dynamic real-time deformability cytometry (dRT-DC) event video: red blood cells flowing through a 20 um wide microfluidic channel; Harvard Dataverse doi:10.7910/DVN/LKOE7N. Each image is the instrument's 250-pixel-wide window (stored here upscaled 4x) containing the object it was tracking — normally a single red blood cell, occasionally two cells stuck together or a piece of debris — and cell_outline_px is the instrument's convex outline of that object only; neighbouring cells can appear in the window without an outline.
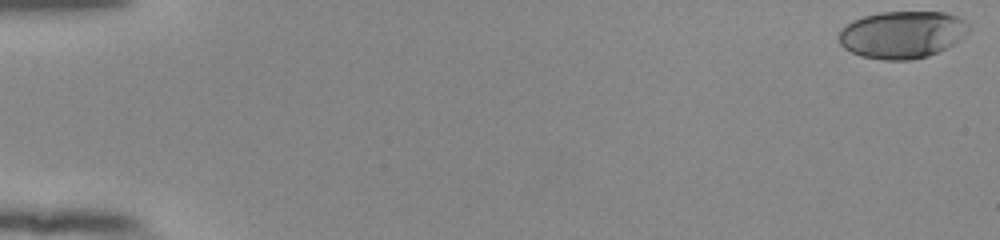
{"species": "human", "species_latin": "Homo sapiens", "temperature_condition": "room temperature", "stored_images_in_passage": 54, "camera_frame_rate_fps": 3000, "um_per_image_px": 0.085, "donor": {"sex": "female"}, "frame": {"image": 1, "passage_image": 1, "time_ms": 0.0, "image_size_px": [1000, 240], "cell_outline_px": [[968, 32], [960, 40], [928, 56], [912, 60], [884, 60], [860, 56], [844, 48], [840, 44], [840, 28], [852, 20], [864, 16], [880, 12], [944, 12], [956, 16], [964, 20], [968, 24]], "centroid_in_image_um": [76.66, 2.94], "position_along_channel_um": 8.3, "area_um2": 35.72}}
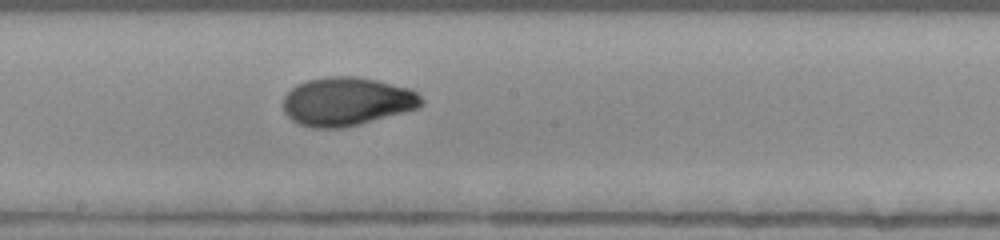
{"frame": {"image": 2, "passage_image": 31, "time_ms": 10.0, "image_size_px": [1000, 240], "cell_outline_px": [[424, 104], [420, 108], [344, 128], [312, 128], [300, 124], [292, 120], [284, 112], [284, 96], [296, 84], [308, 80], [324, 76], [356, 76], [376, 80], [408, 88], [416, 92], [424, 100]], "centroid_in_image_um": [29.48, 8.63], "position_along_channel_um": 218.7, "area_um2": 39.19}}
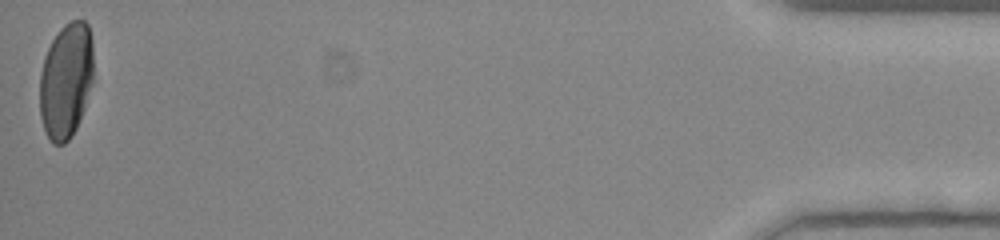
{"frame": {"image": 3, "passage_image": 54, "time_ms": 17.667, "image_size_px": [1000, 240], "cell_outline_px": [[92, 84], [84, 108], [76, 128], [72, 136], [64, 144], [52, 144], [44, 128], [40, 116], [40, 72], [44, 56], [52, 40], [60, 28], [64, 24], [72, 20], [84, 20], [88, 24], [92, 40]], "centroid_in_image_um": [5.6, 6.84], "position_along_channel_um": 429.6, "area_um2": 36.24}, "authors_computed_cell_mechanics": {"area_um2": 37.2232, "velocity_mm_per_s": 3.8825, "shape_relaxation_time_tau1_ms": 5.1315, "shape_relaxation_time_tau2_ms": 0.9244, "deformation_change_tau1": 0.2094, "deformation_change_tau2": 0.0415}}